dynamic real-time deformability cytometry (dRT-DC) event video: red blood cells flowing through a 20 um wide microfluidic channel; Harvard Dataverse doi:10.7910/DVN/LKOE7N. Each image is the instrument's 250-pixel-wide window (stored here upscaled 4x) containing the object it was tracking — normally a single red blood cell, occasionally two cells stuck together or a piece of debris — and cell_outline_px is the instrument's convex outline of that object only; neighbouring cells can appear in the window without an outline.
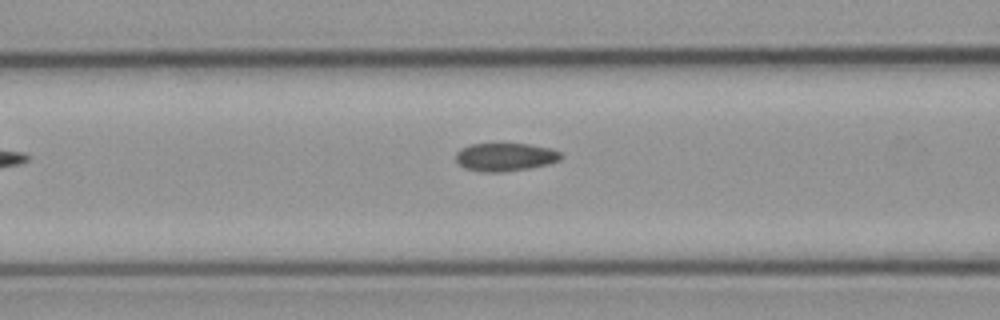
{"species": "common noctule bat (a hibernating species)", "species_latin": "Nyctalus noctula", "temperature_condition": "cold", "stored_images_in_passage": 8, "camera_frame_rate_fps": 3000, "um_per_image_px": 0.085, "animal": {"sex": "male", "body_mass_g": 23.1, "forearm_length_mm": 52.7}, "frame": {"image": 1, "passage_image": 7, "time_ms": 7.0, "image_size_px": [1000, 320], "cell_outline_px": [[564, 156], [560, 160], [548, 164], [528, 168], [500, 172], [480, 172], [464, 168], [456, 160], [456, 152], [460, 148], [472, 144], [528, 144], [552, 148], [560, 152]], "centroid_in_image_um": [42.95, 13.34], "position_along_channel_um": 123.7, "area_um2": 17.28}}
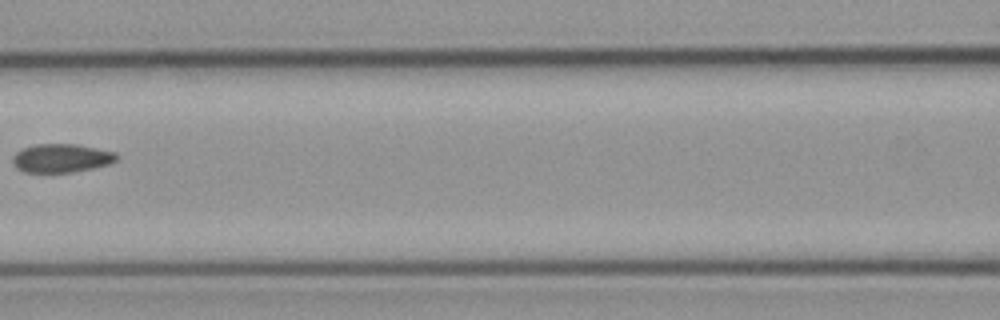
{"frame": {"image": 2, "passage_image": 8, "time_ms": 8.0, "image_size_px": [1000, 320], "cell_outline_px": [[116, 160], [108, 164], [92, 168], [72, 172], [24, 172], [16, 168], [12, 160], [12, 156], [16, 152], [24, 148], [36, 144], [76, 144], [116, 152]], "centroid_in_image_um": [5.19, 13.44], "position_along_channel_um": 161.4, "area_um2": 17.17}}